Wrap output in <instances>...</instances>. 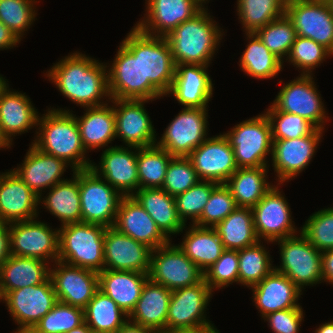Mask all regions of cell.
<instances>
[{
  "label": "cell",
  "mask_w": 333,
  "mask_h": 333,
  "mask_svg": "<svg viewBox=\"0 0 333 333\" xmlns=\"http://www.w3.org/2000/svg\"><path fill=\"white\" fill-rule=\"evenodd\" d=\"M46 74L65 97L83 108L107 104L101 100L104 96L110 99L107 66L85 54L65 56Z\"/></svg>",
  "instance_id": "cell-1"
},
{
  "label": "cell",
  "mask_w": 333,
  "mask_h": 333,
  "mask_svg": "<svg viewBox=\"0 0 333 333\" xmlns=\"http://www.w3.org/2000/svg\"><path fill=\"white\" fill-rule=\"evenodd\" d=\"M38 119V132L32 142L39 150L70 163L72 171L91 167V160L86 158L80 130L71 111L48 109ZM90 161V162H89Z\"/></svg>",
  "instance_id": "cell-2"
},
{
  "label": "cell",
  "mask_w": 333,
  "mask_h": 333,
  "mask_svg": "<svg viewBox=\"0 0 333 333\" xmlns=\"http://www.w3.org/2000/svg\"><path fill=\"white\" fill-rule=\"evenodd\" d=\"M109 68L110 99L153 101L164 96L152 83H142L141 30L136 26L120 43Z\"/></svg>",
  "instance_id": "cell-3"
},
{
  "label": "cell",
  "mask_w": 333,
  "mask_h": 333,
  "mask_svg": "<svg viewBox=\"0 0 333 333\" xmlns=\"http://www.w3.org/2000/svg\"><path fill=\"white\" fill-rule=\"evenodd\" d=\"M209 14L207 8H203L165 37L175 66L181 64L208 66L212 61L222 40L223 31Z\"/></svg>",
  "instance_id": "cell-4"
},
{
  "label": "cell",
  "mask_w": 333,
  "mask_h": 333,
  "mask_svg": "<svg viewBox=\"0 0 333 333\" xmlns=\"http://www.w3.org/2000/svg\"><path fill=\"white\" fill-rule=\"evenodd\" d=\"M105 226L85 222L61 226L58 260L96 272L104 270Z\"/></svg>",
  "instance_id": "cell-5"
},
{
  "label": "cell",
  "mask_w": 333,
  "mask_h": 333,
  "mask_svg": "<svg viewBox=\"0 0 333 333\" xmlns=\"http://www.w3.org/2000/svg\"><path fill=\"white\" fill-rule=\"evenodd\" d=\"M224 135L233 148L238 168L269 166L266 158L272 154L273 140L265 113L235 125Z\"/></svg>",
  "instance_id": "cell-6"
},
{
  "label": "cell",
  "mask_w": 333,
  "mask_h": 333,
  "mask_svg": "<svg viewBox=\"0 0 333 333\" xmlns=\"http://www.w3.org/2000/svg\"><path fill=\"white\" fill-rule=\"evenodd\" d=\"M281 264L275 270L286 275L301 291L304 286L319 284L322 279V252L300 232L279 239Z\"/></svg>",
  "instance_id": "cell-7"
},
{
  "label": "cell",
  "mask_w": 333,
  "mask_h": 333,
  "mask_svg": "<svg viewBox=\"0 0 333 333\" xmlns=\"http://www.w3.org/2000/svg\"><path fill=\"white\" fill-rule=\"evenodd\" d=\"M82 222L113 227L123 197L91 168L78 170Z\"/></svg>",
  "instance_id": "cell-8"
},
{
  "label": "cell",
  "mask_w": 333,
  "mask_h": 333,
  "mask_svg": "<svg viewBox=\"0 0 333 333\" xmlns=\"http://www.w3.org/2000/svg\"><path fill=\"white\" fill-rule=\"evenodd\" d=\"M285 14L297 36L312 39L333 54V4L330 0H286Z\"/></svg>",
  "instance_id": "cell-9"
},
{
  "label": "cell",
  "mask_w": 333,
  "mask_h": 333,
  "mask_svg": "<svg viewBox=\"0 0 333 333\" xmlns=\"http://www.w3.org/2000/svg\"><path fill=\"white\" fill-rule=\"evenodd\" d=\"M149 279L174 291L200 283L204 273L177 245L169 242L151 251Z\"/></svg>",
  "instance_id": "cell-10"
},
{
  "label": "cell",
  "mask_w": 333,
  "mask_h": 333,
  "mask_svg": "<svg viewBox=\"0 0 333 333\" xmlns=\"http://www.w3.org/2000/svg\"><path fill=\"white\" fill-rule=\"evenodd\" d=\"M11 255L55 262L59 256V230L35 219L9 223ZM48 260V261H47Z\"/></svg>",
  "instance_id": "cell-11"
},
{
  "label": "cell",
  "mask_w": 333,
  "mask_h": 333,
  "mask_svg": "<svg viewBox=\"0 0 333 333\" xmlns=\"http://www.w3.org/2000/svg\"><path fill=\"white\" fill-rule=\"evenodd\" d=\"M312 75H302L284 84L272 105L279 111L293 113L310 121L317 129L324 130L326 117L321 94ZM325 121V122H324Z\"/></svg>",
  "instance_id": "cell-12"
},
{
  "label": "cell",
  "mask_w": 333,
  "mask_h": 333,
  "mask_svg": "<svg viewBox=\"0 0 333 333\" xmlns=\"http://www.w3.org/2000/svg\"><path fill=\"white\" fill-rule=\"evenodd\" d=\"M207 114V108H183L156 144L172 156L187 157L207 139Z\"/></svg>",
  "instance_id": "cell-13"
},
{
  "label": "cell",
  "mask_w": 333,
  "mask_h": 333,
  "mask_svg": "<svg viewBox=\"0 0 333 333\" xmlns=\"http://www.w3.org/2000/svg\"><path fill=\"white\" fill-rule=\"evenodd\" d=\"M212 292L204 279L196 285L172 291L165 330L194 329L213 325L205 316L207 304L213 296Z\"/></svg>",
  "instance_id": "cell-14"
},
{
  "label": "cell",
  "mask_w": 333,
  "mask_h": 333,
  "mask_svg": "<svg viewBox=\"0 0 333 333\" xmlns=\"http://www.w3.org/2000/svg\"><path fill=\"white\" fill-rule=\"evenodd\" d=\"M279 190L277 185H273L252 208L256 235L259 240L263 238L269 243L297 233L290 206Z\"/></svg>",
  "instance_id": "cell-15"
},
{
  "label": "cell",
  "mask_w": 333,
  "mask_h": 333,
  "mask_svg": "<svg viewBox=\"0 0 333 333\" xmlns=\"http://www.w3.org/2000/svg\"><path fill=\"white\" fill-rule=\"evenodd\" d=\"M50 268V279L59 302L84 309L99 290L98 272L59 260Z\"/></svg>",
  "instance_id": "cell-16"
},
{
  "label": "cell",
  "mask_w": 333,
  "mask_h": 333,
  "mask_svg": "<svg viewBox=\"0 0 333 333\" xmlns=\"http://www.w3.org/2000/svg\"><path fill=\"white\" fill-rule=\"evenodd\" d=\"M1 301L6 303L7 310L18 327L29 328H34L58 302L50 278L36 286L10 291Z\"/></svg>",
  "instance_id": "cell-17"
},
{
  "label": "cell",
  "mask_w": 333,
  "mask_h": 333,
  "mask_svg": "<svg viewBox=\"0 0 333 333\" xmlns=\"http://www.w3.org/2000/svg\"><path fill=\"white\" fill-rule=\"evenodd\" d=\"M115 106L116 137L128 147H149L157 143L156 131L144 105L148 100L110 99Z\"/></svg>",
  "instance_id": "cell-18"
},
{
  "label": "cell",
  "mask_w": 333,
  "mask_h": 333,
  "mask_svg": "<svg viewBox=\"0 0 333 333\" xmlns=\"http://www.w3.org/2000/svg\"><path fill=\"white\" fill-rule=\"evenodd\" d=\"M200 180L225 184L238 169L234 151L224 133L207 138L188 156Z\"/></svg>",
  "instance_id": "cell-19"
},
{
  "label": "cell",
  "mask_w": 333,
  "mask_h": 333,
  "mask_svg": "<svg viewBox=\"0 0 333 333\" xmlns=\"http://www.w3.org/2000/svg\"><path fill=\"white\" fill-rule=\"evenodd\" d=\"M323 132L316 129L311 135L273 140L272 167L277 173L278 185L297 177L310 164Z\"/></svg>",
  "instance_id": "cell-20"
},
{
  "label": "cell",
  "mask_w": 333,
  "mask_h": 333,
  "mask_svg": "<svg viewBox=\"0 0 333 333\" xmlns=\"http://www.w3.org/2000/svg\"><path fill=\"white\" fill-rule=\"evenodd\" d=\"M101 155L99 166L90 168L122 196H133L139 190L137 147L110 146Z\"/></svg>",
  "instance_id": "cell-21"
},
{
  "label": "cell",
  "mask_w": 333,
  "mask_h": 333,
  "mask_svg": "<svg viewBox=\"0 0 333 333\" xmlns=\"http://www.w3.org/2000/svg\"><path fill=\"white\" fill-rule=\"evenodd\" d=\"M104 270L149 273L151 251L144 243L107 227L104 233Z\"/></svg>",
  "instance_id": "cell-22"
},
{
  "label": "cell",
  "mask_w": 333,
  "mask_h": 333,
  "mask_svg": "<svg viewBox=\"0 0 333 333\" xmlns=\"http://www.w3.org/2000/svg\"><path fill=\"white\" fill-rule=\"evenodd\" d=\"M146 14L135 26L151 36L166 37L204 7L196 0H146Z\"/></svg>",
  "instance_id": "cell-23"
},
{
  "label": "cell",
  "mask_w": 333,
  "mask_h": 333,
  "mask_svg": "<svg viewBox=\"0 0 333 333\" xmlns=\"http://www.w3.org/2000/svg\"><path fill=\"white\" fill-rule=\"evenodd\" d=\"M142 83H152L164 96L168 95L175 75V63L165 37L141 31Z\"/></svg>",
  "instance_id": "cell-24"
},
{
  "label": "cell",
  "mask_w": 333,
  "mask_h": 333,
  "mask_svg": "<svg viewBox=\"0 0 333 333\" xmlns=\"http://www.w3.org/2000/svg\"><path fill=\"white\" fill-rule=\"evenodd\" d=\"M113 227L135 241L144 243L152 250L171 241L133 196L121 198Z\"/></svg>",
  "instance_id": "cell-25"
},
{
  "label": "cell",
  "mask_w": 333,
  "mask_h": 333,
  "mask_svg": "<svg viewBox=\"0 0 333 333\" xmlns=\"http://www.w3.org/2000/svg\"><path fill=\"white\" fill-rule=\"evenodd\" d=\"M39 197L11 169L0 174V221H28L38 217Z\"/></svg>",
  "instance_id": "cell-26"
},
{
  "label": "cell",
  "mask_w": 333,
  "mask_h": 333,
  "mask_svg": "<svg viewBox=\"0 0 333 333\" xmlns=\"http://www.w3.org/2000/svg\"><path fill=\"white\" fill-rule=\"evenodd\" d=\"M67 164L63 159L39 150L33 143L18 168L12 169L19 178L39 197L42 190L50 189L58 182L64 181L61 177L66 171Z\"/></svg>",
  "instance_id": "cell-27"
},
{
  "label": "cell",
  "mask_w": 333,
  "mask_h": 333,
  "mask_svg": "<svg viewBox=\"0 0 333 333\" xmlns=\"http://www.w3.org/2000/svg\"><path fill=\"white\" fill-rule=\"evenodd\" d=\"M208 66L181 64L175 66V75L169 94L188 108H207L213 95V83Z\"/></svg>",
  "instance_id": "cell-28"
},
{
  "label": "cell",
  "mask_w": 333,
  "mask_h": 333,
  "mask_svg": "<svg viewBox=\"0 0 333 333\" xmlns=\"http://www.w3.org/2000/svg\"><path fill=\"white\" fill-rule=\"evenodd\" d=\"M251 289L252 299L262 318L276 311L302 308L298 303L302 291L286 275L275 269Z\"/></svg>",
  "instance_id": "cell-29"
},
{
  "label": "cell",
  "mask_w": 333,
  "mask_h": 333,
  "mask_svg": "<svg viewBox=\"0 0 333 333\" xmlns=\"http://www.w3.org/2000/svg\"><path fill=\"white\" fill-rule=\"evenodd\" d=\"M39 114L25 93L12 92L9 86L0 96V133L12 145L16 134L38 127ZM12 137V138H11Z\"/></svg>",
  "instance_id": "cell-30"
},
{
  "label": "cell",
  "mask_w": 333,
  "mask_h": 333,
  "mask_svg": "<svg viewBox=\"0 0 333 333\" xmlns=\"http://www.w3.org/2000/svg\"><path fill=\"white\" fill-rule=\"evenodd\" d=\"M98 277L99 290L109 296L129 316L149 279V273L103 270L98 272Z\"/></svg>",
  "instance_id": "cell-31"
},
{
  "label": "cell",
  "mask_w": 333,
  "mask_h": 333,
  "mask_svg": "<svg viewBox=\"0 0 333 333\" xmlns=\"http://www.w3.org/2000/svg\"><path fill=\"white\" fill-rule=\"evenodd\" d=\"M48 262L10 255L0 266V300L10 291L36 286L50 278Z\"/></svg>",
  "instance_id": "cell-32"
},
{
  "label": "cell",
  "mask_w": 333,
  "mask_h": 333,
  "mask_svg": "<svg viewBox=\"0 0 333 333\" xmlns=\"http://www.w3.org/2000/svg\"><path fill=\"white\" fill-rule=\"evenodd\" d=\"M171 293L163 285L148 279L128 320L145 328L165 331Z\"/></svg>",
  "instance_id": "cell-33"
},
{
  "label": "cell",
  "mask_w": 333,
  "mask_h": 333,
  "mask_svg": "<svg viewBox=\"0 0 333 333\" xmlns=\"http://www.w3.org/2000/svg\"><path fill=\"white\" fill-rule=\"evenodd\" d=\"M133 197L169 240L171 234H178L185 230L186 224L178 216L174 196L169 195L162 188L139 189Z\"/></svg>",
  "instance_id": "cell-34"
},
{
  "label": "cell",
  "mask_w": 333,
  "mask_h": 333,
  "mask_svg": "<svg viewBox=\"0 0 333 333\" xmlns=\"http://www.w3.org/2000/svg\"><path fill=\"white\" fill-rule=\"evenodd\" d=\"M85 150L107 146L116 138L114 106L86 107L85 114L76 117Z\"/></svg>",
  "instance_id": "cell-35"
},
{
  "label": "cell",
  "mask_w": 333,
  "mask_h": 333,
  "mask_svg": "<svg viewBox=\"0 0 333 333\" xmlns=\"http://www.w3.org/2000/svg\"><path fill=\"white\" fill-rule=\"evenodd\" d=\"M183 236L179 249L204 273L225 251L216 230L191 224Z\"/></svg>",
  "instance_id": "cell-36"
},
{
  "label": "cell",
  "mask_w": 333,
  "mask_h": 333,
  "mask_svg": "<svg viewBox=\"0 0 333 333\" xmlns=\"http://www.w3.org/2000/svg\"><path fill=\"white\" fill-rule=\"evenodd\" d=\"M47 197L39 198L47 210L59 218L63 225L82 222L79 195L78 170L73 171L72 179H65L50 188Z\"/></svg>",
  "instance_id": "cell-37"
},
{
  "label": "cell",
  "mask_w": 333,
  "mask_h": 333,
  "mask_svg": "<svg viewBox=\"0 0 333 333\" xmlns=\"http://www.w3.org/2000/svg\"><path fill=\"white\" fill-rule=\"evenodd\" d=\"M269 166L238 168L225 185L230 189L237 207L253 208L271 189L266 181Z\"/></svg>",
  "instance_id": "cell-38"
},
{
  "label": "cell",
  "mask_w": 333,
  "mask_h": 333,
  "mask_svg": "<svg viewBox=\"0 0 333 333\" xmlns=\"http://www.w3.org/2000/svg\"><path fill=\"white\" fill-rule=\"evenodd\" d=\"M214 229L225 250H240L259 241L254 228L251 208L237 207Z\"/></svg>",
  "instance_id": "cell-39"
},
{
  "label": "cell",
  "mask_w": 333,
  "mask_h": 333,
  "mask_svg": "<svg viewBox=\"0 0 333 333\" xmlns=\"http://www.w3.org/2000/svg\"><path fill=\"white\" fill-rule=\"evenodd\" d=\"M249 39L240 58V69L255 79L273 78L283 69V62L271 53L255 33H246Z\"/></svg>",
  "instance_id": "cell-40"
},
{
  "label": "cell",
  "mask_w": 333,
  "mask_h": 333,
  "mask_svg": "<svg viewBox=\"0 0 333 333\" xmlns=\"http://www.w3.org/2000/svg\"><path fill=\"white\" fill-rule=\"evenodd\" d=\"M118 305L98 290L84 308V321L93 333H115L128 319Z\"/></svg>",
  "instance_id": "cell-41"
},
{
  "label": "cell",
  "mask_w": 333,
  "mask_h": 333,
  "mask_svg": "<svg viewBox=\"0 0 333 333\" xmlns=\"http://www.w3.org/2000/svg\"><path fill=\"white\" fill-rule=\"evenodd\" d=\"M172 157L157 144L137 148L139 189L161 188Z\"/></svg>",
  "instance_id": "cell-42"
},
{
  "label": "cell",
  "mask_w": 333,
  "mask_h": 333,
  "mask_svg": "<svg viewBox=\"0 0 333 333\" xmlns=\"http://www.w3.org/2000/svg\"><path fill=\"white\" fill-rule=\"evenodd\" d=\"M286 0H237V13L245 33H255L285 14Z\"/></svg>",
  "instance_id": "cell-43"
},
{
  "label": "cell",
  "mask_w": 333,
  "mask_h": 333,
  "mask_svg": "<svg viewBox=\"0 0 333 333\" xmlns=\"http://www.w3.org/2000/svg\"><path fill=\"white\" fill-rule=\"evenodd\" d=\"M259 240L256 244L238 250L239 256V284L252 287L261 282L270 274L272 266L269 251Z\"/></svg>",
  "instance_id": "cell-44"
},
{
  "label": "cell",
  "mask_w": 333,
  "mask_h": 333,
  "mask_svg": "<svg viewBox=\"0 0 333 333\" xmlns=\"http://www.w3.org/2000/svg\"><path fill=\"white\" fill-rule=\"evenodd\" d=\"M255 34L266 48L283 63L284 57L289 55L297 36L296 30L286 14L260 28Z\"/></svg>",
  "instance_id": "cell-45"
},
{
  "label": "cell",
  "mask_w": 333,
  "mask_h": 333,
  "mask_svg": "<svg viewBox=\"0 0 333 333\" xmlns=\"http://www.w3.org/2000/svg\"><path fill=\"white\" fill-rule=\"evenodd\" d=\"M266 111L265 114L271 125L272 140L299 138L311 135L317 129L302 116L279 111L273 105H270Z\"/></svg>",
  "instance_id": "cell-46"
},
{
  "label": "cell",
  "mask_w": 333,
  "mask_h": 333,
  "mask_svg": "<svg viewBox=\"0 0 333 333\" xmlns=\"http://www.w3.org/2000/svg\"><path fill=\"white\" fill-rule=\"evenodd\" d=\"M84 322V309L57 302L34 326L37 333H67Z\"/></svg>",
  "instance_id": "cell-47"
},
{
  "label": "cell",
  "mask_w": 333,
  "mask_h": 333,
  "mask_svg": "<svg viewBox=\"0 0 333 333\" xmlns=\"http://www.w3.org/2000/svg\"><path fill=\"white\" fill-rule=\"evenodd\" d=\"M35 3V0H0V21L19 40L35 21Z\"/></svg>",
  "instance_id": "cell-48"
},
{
  "label": "cell",
  "mask_w": 333,
  "mask_h": 333,
  "mask_svg": "<svg viewBox=\"0 0 333 333\" xmlns=\"http://www.w3.org/2000/svg\"><path fill=\"white\" fill-rule=\"evenodd\" d=\"M217 185L218 183L213 181L199 180L186 192L174 197L178 216L184 224L187 218H190L194 224L201 217L203 208Z\"/></svg>",
  "instance_id": "cell-49"
},
{
  "label": "cell",
  "mask_w": 333,
  "mask_h": 333,
  "mask_svg": "<svg viewBox=\"0 0 333 333\" xmlns=\"http://www.w3.org/2000/svg\"><path fill=\"white\" fill-rule=\"evenodd\" d=\"M333 55L323 45L314 40L296 36L286 61L291 62L294 67L302 69V75H313L312 70Z\"/></svg>",
  "instance_id": "cell-50"
},
{
  "label": "cell",
  "mask_w": 333,
  "mask_h": 333,
  "mask_svg": "<svg viewBox=\"0 0 333 333\" xmlns=\"http://www.w3.org/2000/svg\"><path fill=\"white\" fill-rule=\"evenodd\" d=\"M236 208L237 205L230 189L225 184H218L212 190L201 217L194 225L214 228Z\"/></svg>",
  "instance_id": "cell-51"
},
{
  "label": "cell",
  "mask_w": 333,
  "mask_h": 333,
  "mask_svg": "<svg viewBox=\"0 0 333 333\" xmlns=\"http://www.w3.org/2000/svg\"><path fill=\"white\" fill-rule=\"evenodd\" d=\"M301 229L299 232L320 252L333 249V207L310 215Z\"/></svg>",
  "instance_id": "cell-52"
},
{
  "label": "cell",
  "mask_w": 333,
  "mask_h": 333,
  "mask_svg": "<svg viewBox=\"0 0 333 333\" xmlns=\"http://www.w3.org/2000/svg\"><path fill=\"white\" fill-rule=\"evenodd\" d=\"M200 179L188 157L173 156L167 167L162 189L171 196L186 192Z\"/></svg>",
  "instance_id": "cell-53"
},
{
  "label": "cell",
  "mask_w": 333,
  "mask_h": 333,
  "mask_svg": "<svg viewBox=\"0 0 333 333\" xmlns=\"http://www.w3.org/2000/svg\"><path fill=\"white\" fill-rule=\"evenodd\" d=\"M204 280L211 290L239 283L238 250H225L220 258L204 272Z\"/></svg>",
  "instance_id": "cell-54"
},
{
  "label": "cell",
  "mask_w": 333,
  "mask_h": 333,
  "mask_svg": "<svg viewBox=\"0 0 333 333\" xmlns=\"http://www.w3.org/2000/svg\"><path fill=\"white\" fill-rule=\"evenodd\" d=\"M303 314L302 308H290L270 313L263 319L274 333H299Z\"/></svg>",
  "instance_id": "cell-55"
},
{
  "label": "cell",
  "mask_w": 333,
  "mask_h": 333,
  "mask_svg": "<svg viewBox=\"0 0 333 333\" xmlns=\"http://www.w3.org/2000/svg\"><path fill=\"white\" fill-rule=\"evenodd\" d=\"M9 223L0 221V266L10 257Z\"/></svg>",
  "instance_id": "cell-56"
},
{
  "label": "cell",
  "mask_w": 333,
  "mask_h": 333,
  "mask_svg": "<svg viewBox=\"0 0 333 333\" xmlns=\"http://www.w3.org/2000/svg\"><path fill=\"white\" fill-rule=\"evenodd\" d=\"M322 279L333 284V249L322 252Z\"/></svg>",
  "instance_id": "cell-57"
},
{
  "label": "cell",
  "mask_w": 333,
  "mask_h": 333,
  "mask_svg": "<svg viewBox=\"0 0 333 333\" xmlns=\"http://www.w3.org/2000/svg\"><path fill=\"white\" fill-rule=\"evenodd\" d=\"M20 40L0 21V50L16 47Z\"/></svg>",
  "instance_id": "cell-58"
},
{
  "label": "cell",
  "mask_w": 333,
  "mask_h": 333,
  "mask_svg": "<svg viewBox=\"0 0 333 333\" xmlns=\"http://www.w3.org/2000/svg\"><path fill=\"white\" fill-rule=\"evenodd\" d=\"M115 333H160L157 330L151 328H145L141 325L130 323L127 320Z\"/></svg>",
  "instance_id": "cell-59"
},
{
  "label": "cell",
  "mask_w": 333,
  "mask_h": 333,
  "mask_svg": "<svg viewBox=\"0 0 333 333\" xmlns=\"http://www.w3.org/2000/svg\"><path fill=\"white\" fill-rule=\"evenodd\" d=\"M160 333H220L214 325L194 328V329H175L165 330Z\"/></svg>",
  "instance_id": "cell-60"
},
{
  "label": "cell",
  "mask_w": 333,
  "mask_h": 333,
  "mask_svg": "<svg viewBox=\"0 0 333 333\" xmlns=\"http://www.w3.org/2000/svg\"><path fill=\"white\" fill-rule=\"evenodd\" d=\"M315 333H333V321H328L325 324H322L319 326V328H316L314 331Z\"/></svg>",
  "instance_id": "cell-61"
},
{
  "label": "cell",
  "mask_w": 333,
  "mask_h": 333,
  "mask_svg": "<svg viewBox=\"0 0 333 333\" xmlns=\"http://www.w3.org/2000/svg\"><path fill=\"white\" fill-rule=\"evenodd\" d=\"M67 333H93V331L84 321L81 325L75 327L74 329L68 331Z\"/></svg>",
  "instance_id": "cell-62"
},
{
  "label": "cell",
  "mask_w": 333,
  "mask_h": 333,
  "mask_svg": "<svg viewBox=\"0 0 333 333\" xmlns=\"http://www.w3.org/2000/svg\"><path fill=\"white\" fill-rule=\"evenodd\" d=\"M18 330L14 333H37V331L34 328L29 327H18Z\"/></svg>",
  "instance_id": "cell-63"
},
{
  "label": "cell",
  "mask_w": 333,
  "mask_h": 333,
  "mask_svg": "<svg viewBox=\"0 0 333 333\" xmlns=\"http://www.w3.org/2000/svg\"><path fill=\"white\" fill-rule=\"evenodd\" d=\"M8 83H6V79L0 75V96L1 93L8 87Z\"/></svg>",
  "instance_id": "cell-64"
},
{
  "label": "cell",
  "mask_w": 333,
  "mask_h": 333,
  "mask_svg": "<svg viewBox=\"0 0 333 333\" xmlns=\"http://www.w3.org/2000/svg\"><path fill=\"white\" fill-rule=\"evenodd\" d=\"M10 147H11V145L7 142V140L0 133V149L1 148H3V149L7 148L8 149Z\"/></svg>",
  "instance_id": "cell-65"
},
{
  "label": "cell",
  "mask_w": 333,
  "mask_h": 333,
  "mask_svg": "<svg viewBox=\"0 0 333 333\" xmlns=\"http://www.w3.org/2000/svg\"><path fill=\"white\" fill-rule=\"evenodd\" d=\"M202 7H205L204 5L206 4V2L208 1V0H196ZM206 1V2H205ZM205 4H204V3Z\"/></svg>",
  "instance_id": "cell-66"
}]
</instances>
